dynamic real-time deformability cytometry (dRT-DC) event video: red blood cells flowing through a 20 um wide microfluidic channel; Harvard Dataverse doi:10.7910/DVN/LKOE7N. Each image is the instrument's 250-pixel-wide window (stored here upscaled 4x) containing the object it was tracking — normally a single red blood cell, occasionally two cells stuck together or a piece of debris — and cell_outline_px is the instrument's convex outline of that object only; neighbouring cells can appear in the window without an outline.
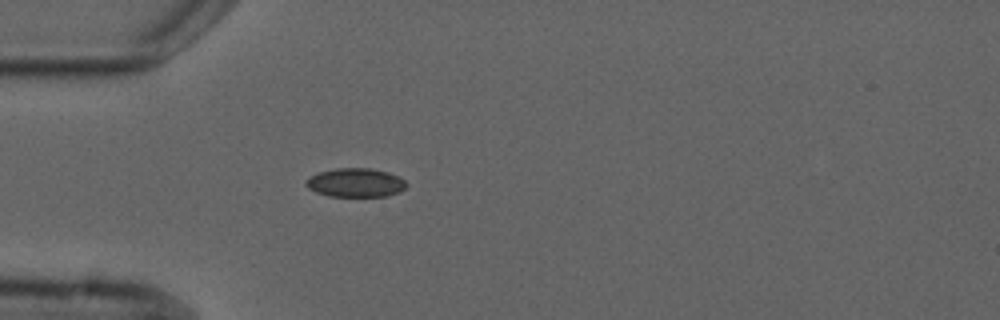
{"species": "common noctule bat (a hibernating species)", "species_latin": "Nyctalus noctula", "temperature_condition": "cold", "stored_images_in_passage": 2, "camera_frame_rate_fps": 3000, "um_per_image_px": 0.085, "animal": {"sex": "male", "forearm_length_mm": 52.5}, "frame": {"image": 1, "passage_image": 2, "time_ms": 1.333, "image_size_px": [1000, 320], "cell_outline_px": [[408, 184], [400, 192], [388, 196], [328, 196], [316, 192], [308, 188], [304, 184], [304, 180], [308, 176], [316, 172], [336, 168], [372, 168], [388, 172], [404, 180]], "centroid_in_image_um": [30.17, 15.52], "position_along_channel_um": 54.8, "area_um2": 17.11}}